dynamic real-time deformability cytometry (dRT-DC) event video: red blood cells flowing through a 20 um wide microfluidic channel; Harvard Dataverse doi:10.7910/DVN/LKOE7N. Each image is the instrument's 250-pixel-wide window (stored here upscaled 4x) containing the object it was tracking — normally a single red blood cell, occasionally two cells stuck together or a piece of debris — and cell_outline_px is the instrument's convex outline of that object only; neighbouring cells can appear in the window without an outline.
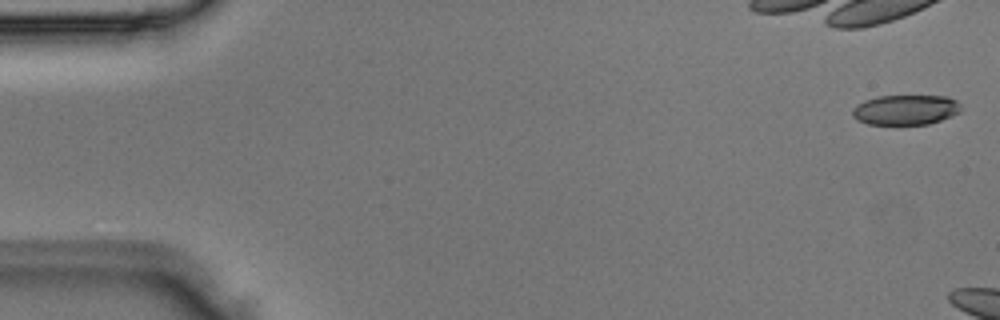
{"species": "Egyptian fruit bat (a non-hibernating species)", "species_latin": "Rousettus aegyptiacus", "temperature_condition": "room temperature", "stored_images_in_passage": 6, "camera_frame_rate_fps": 3000, "um_per_image_px": 0.085, "animal": {"sex": "male"}, "frame": {"image": 1, "passage_image": 1, "time_ms": 0.0, "image_size_px": [1000, 320], "cell_outline_px": [[960, 112], [952, 116], [928, 124], [868, 124], [856, 120], [852, 116], [852, 108], [856, 104], [864, 100], [876, 96], [948, 96], [956, 100], [960, 104]], "centroid_in_image_um": [76.94, 9.33], "position_along_channel_um": 8.1, "area_um2": 19.13}}